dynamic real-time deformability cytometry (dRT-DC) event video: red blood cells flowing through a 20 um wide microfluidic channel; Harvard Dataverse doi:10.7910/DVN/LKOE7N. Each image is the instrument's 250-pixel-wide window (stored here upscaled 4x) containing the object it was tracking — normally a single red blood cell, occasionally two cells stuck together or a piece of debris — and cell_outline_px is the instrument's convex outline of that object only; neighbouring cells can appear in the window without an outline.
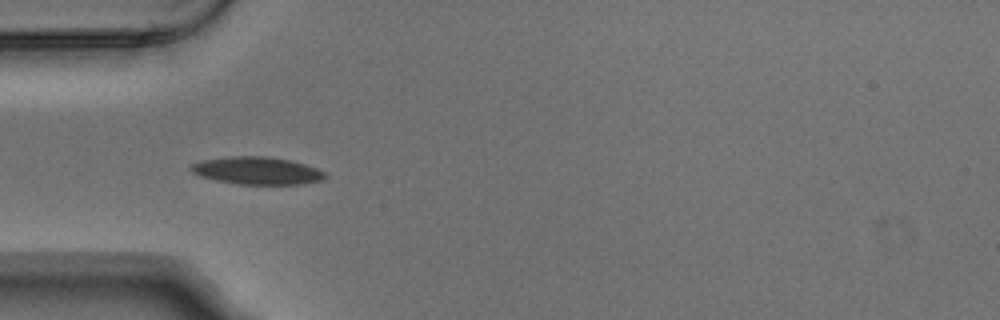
{"species": "Egyptian fruit bat (a non-hibernating species)", "species_latin": "Rousettus aegyptiacus", "temperature_condition": "warm", "stored_images_in_passage": 5, "camera_frame_rate_fps": 3000, "um_per_image_px": 0.085, "animal": {"sex": "male"}, "frame": {"image": 1, "passage_image": 4, "time_ms": 1.0, "image_size_px": [1000, 320], "cell_outline_px": [[328, 176], [324, 180], [300, 184], [240, 184], [216, 180], [200, 176], [192, 172], [188, 168], [192, 164], [204, 160], [232, 156], [268, 156], [292, 160], [316, 168], [324, 172]], "centroid_in_image_um": [21.88, 14.5], "position_along_channel_um": 63.1, "area_um2": 21.5}}
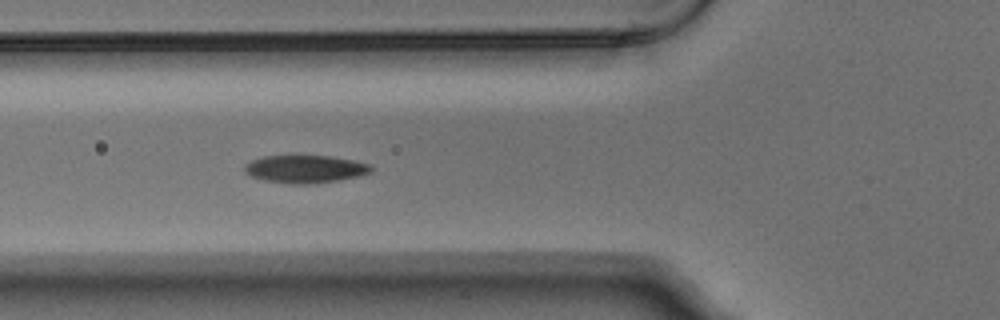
{"frame": {"image": 2, "passage_image": 5, "time_ms": 1.333, "image_size_px": [1000, 320], "cell_outline_px": [[372, 172], [360, 176], [340, 180], [308, 184], [292, 184], [264, 180], [252, 176], [244, 172], [244, 164], [252, 160], [264, 156], [332, 156], [356, 160], [372, 164]], "centroid_in_image_um": [25.99, 14.36], "position_along_channel_um": 99.8, "area_um2": 20.63}}